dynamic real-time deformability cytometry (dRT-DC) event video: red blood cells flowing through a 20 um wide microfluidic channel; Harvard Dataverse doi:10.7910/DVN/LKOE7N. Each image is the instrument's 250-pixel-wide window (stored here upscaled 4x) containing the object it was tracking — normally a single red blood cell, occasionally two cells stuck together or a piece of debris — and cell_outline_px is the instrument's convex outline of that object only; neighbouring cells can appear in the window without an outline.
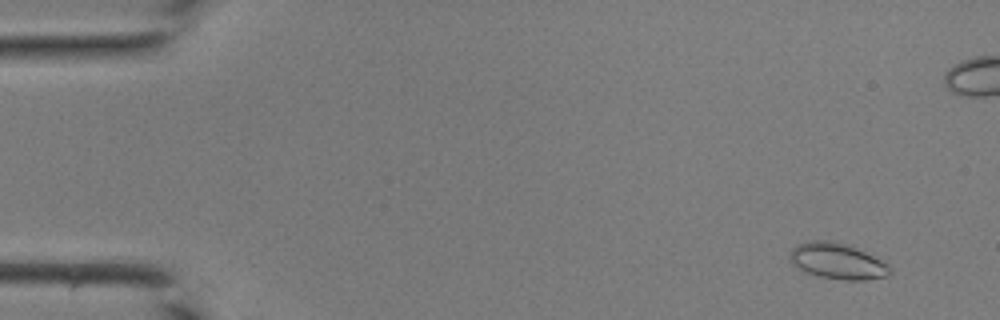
{"species": "common noctule bat (a hibernating species)", "species_latin": "Nyctalus noctula", "temperature_condition": "room temperature", "stored_images_in_passage": 46, "camera_frame_rate_fps": 3000, "um_per_image_px": 0.085, "animal": {"sex": "male", "body_mass_g": 19.0, "forearm_length_mm": 50.8}, "frame": {"image": 1, "passage_image": 4, "time_ms": 1.0, "image_size_px": [1000, 320], "cell_outline_px": [[892, 272], [888, 276], [864, 280], [844, 280], [816, 276], [804, 272], [792, 264], [788, 256], [792, 248], [796, 244], [808, 240], [832, 240], [856, 248], [888, 264], [892, 268]], "centroid_in_image_um": [71.13, 22.2], "position_along_channel_um": 13.9, "area_um2": 21.15}}
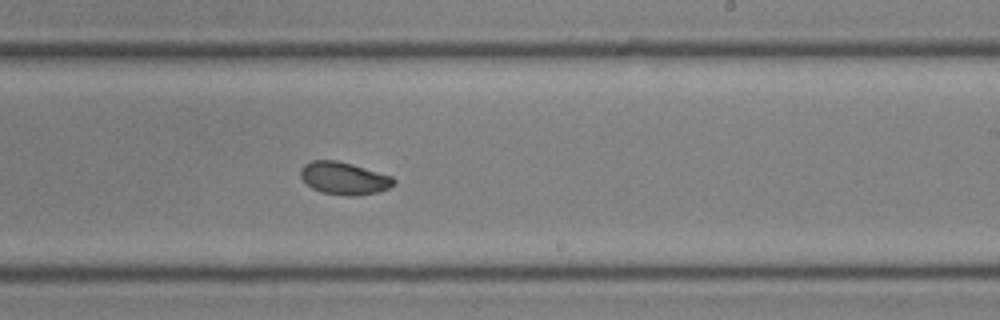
{"frame": {"image": 2, "passage_image": 28, "time_ms": 9.0, "image_size_px": [1000, 320], "cell_outline_px": [[396, 180], [388, 188], [376, 192], [356, 196], [344, 196], [320, 192], [312, 188], [300, 176], [300, 168], [304, 164], [312, 160], [336, 160], [352, 164], [392, 176]], "centroid_in_image_um": [29.21, 15.15], "position_along_channel_um": 259.8, "area_um2": 17.63}}
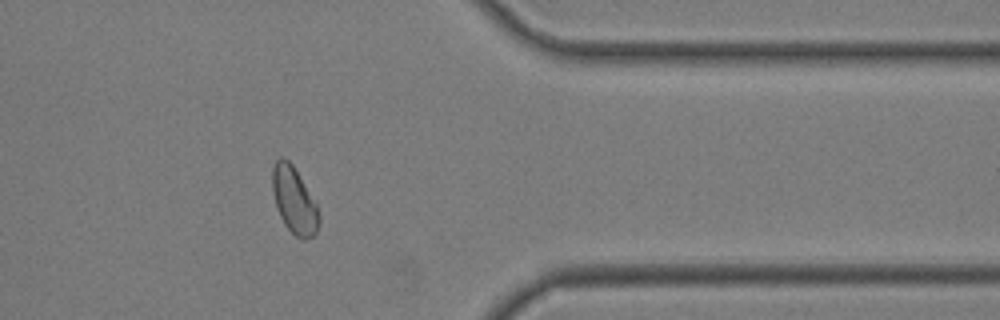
{"frame": {"image": 3, "passage_image": 37, "time_ms": 12.0, "image_size_px": [1000, 320], "cell_outline_px": [[320, 224], [316, 232], [312, 236], [304, 240], [300, 240], [284, 224], [280, 216], [272, 192], [272, 168], [276, 160], [280, 156], [284, 156], [292, 164], [316, 204], [320, 216]], "centroid_in_image_um": [24.99, 17.03], "position_along_channel_um": 386.4, "area_um2": 17.98}}